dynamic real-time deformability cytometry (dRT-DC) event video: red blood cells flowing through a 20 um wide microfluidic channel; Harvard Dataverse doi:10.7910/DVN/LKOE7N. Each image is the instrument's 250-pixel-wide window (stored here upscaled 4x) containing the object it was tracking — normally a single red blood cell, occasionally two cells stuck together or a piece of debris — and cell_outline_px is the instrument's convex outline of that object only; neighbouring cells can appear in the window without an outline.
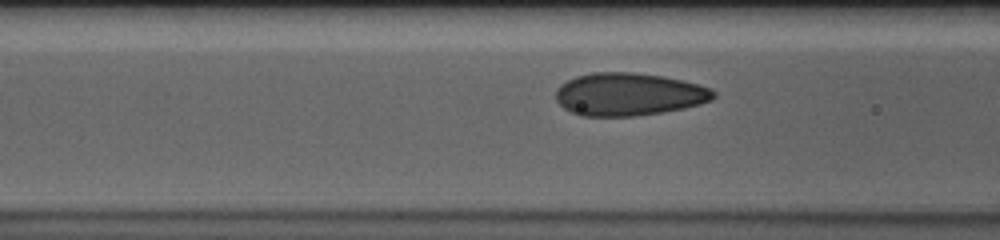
{"species": "human", "species_latin": "Homo sapiens", "temperature_condition": "cold", "stored_images_in_passage": 12, "camera_frame_rate_fps": 3000, "um_per_image_px": 0.085, "donor": {"sex": "male"}, "frame": {"image": 1, "passage_image": 10, "time_ms": 3.0, "image_size_px": [1000, 240], "cell_outline_px": [[716, 96], [712, 100], [700, 104], [684, 108], [660, 112], [632, 116], [580, 116], [564, 108], [556, 100], [556, 88], [560, 84], [576, 76], [592, 72], [632, 72], [664, 76], [700, 84], [712, 88], [716, 92]], "centroid_in_image_um": [53.46, 8.0], "position_along_channel_um": 113.1, "area_um2": 39.54}}